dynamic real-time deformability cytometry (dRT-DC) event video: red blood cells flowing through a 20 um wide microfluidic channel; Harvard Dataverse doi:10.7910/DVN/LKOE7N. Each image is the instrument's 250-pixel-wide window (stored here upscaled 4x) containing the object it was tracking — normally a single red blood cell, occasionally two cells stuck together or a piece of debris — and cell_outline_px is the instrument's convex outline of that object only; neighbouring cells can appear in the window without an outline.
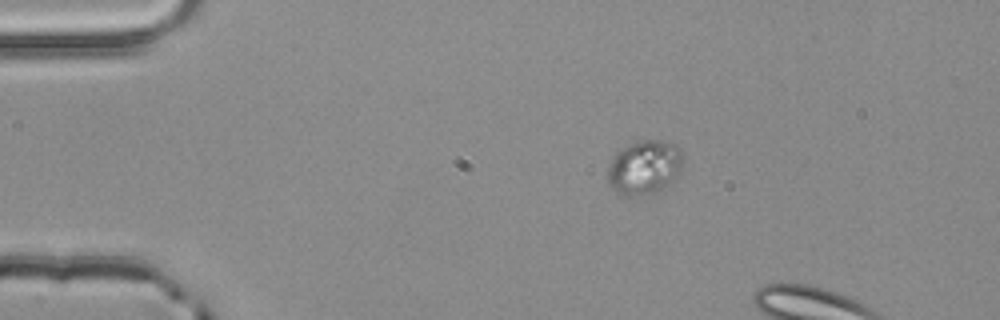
{"species": "common noctule bat (a hibernating species)", "species_latin": "Nyctalus noctula", "temperature_condition": "room temperature", "stored_images_in_passage": 5, "camera_frame_rate_fps": 3000, "um_per_image_px": 0.085, "animal": {"sex": "male", "body_mass_g": 20.4}, "frame": {"image": 1, "passage_image": 1, "time_ms": 0.0, "image_size_px": [1000, 320], "cell_outline_px": [[684, 168], [676, 180], [656, 192], [632, 196], [616, 196], [608, 184], [608, 168], [612, 156], [620, 148], [640, 140], [660, 140], [676, 144], [680, 148], [684, 160]], "centroid_in_image_um": [54.79, 14.24], "position_along_channel_um": 30.2, "area_um2": 24.62}}